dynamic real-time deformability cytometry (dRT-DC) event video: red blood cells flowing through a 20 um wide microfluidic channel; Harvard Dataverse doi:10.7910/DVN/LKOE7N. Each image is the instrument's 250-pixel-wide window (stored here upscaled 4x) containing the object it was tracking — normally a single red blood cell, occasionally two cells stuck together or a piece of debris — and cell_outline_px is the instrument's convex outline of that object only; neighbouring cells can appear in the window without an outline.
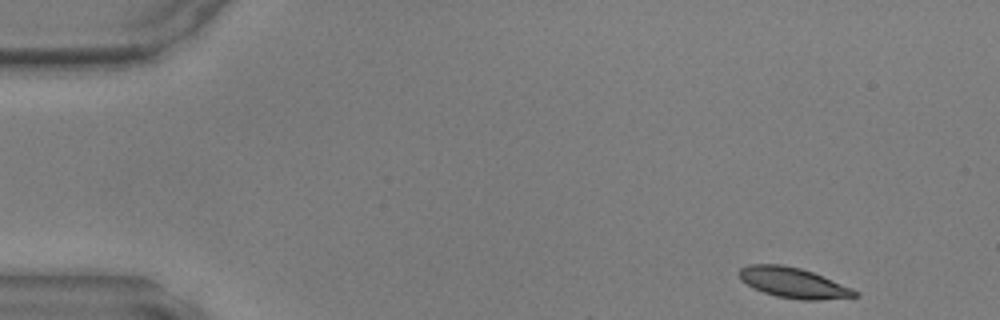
{"species": "common noctule bat (a hibernating species)", "species_latin": "Nyctalus noctula", "temperature_condition": "warm", "stored_images_in_passage": 7, "camera_frame_rate_fps": 3000, "um_per_image_px": 0.085, "animal": {"sex": "male", "body_mass_g": 17.9, "forearm_length_mm": 54.2}, "frame": {"image": 1, "passage_image": 1, "time_ms": 0.0, "image_size_px": [1000, 320], "cell_outline_px": [[860, 296], [820, 300], [800, 300], [776, 296], [764, 292], [740, 280], [740, 268], [752, 264], [780, 264], [800, 268], [812, 272], [852, 288], [860, 292]], "centroid_in_image_um": [67.48, 24.04], "position_along_channel_um": 17.5, "area_um2": 20.23}}